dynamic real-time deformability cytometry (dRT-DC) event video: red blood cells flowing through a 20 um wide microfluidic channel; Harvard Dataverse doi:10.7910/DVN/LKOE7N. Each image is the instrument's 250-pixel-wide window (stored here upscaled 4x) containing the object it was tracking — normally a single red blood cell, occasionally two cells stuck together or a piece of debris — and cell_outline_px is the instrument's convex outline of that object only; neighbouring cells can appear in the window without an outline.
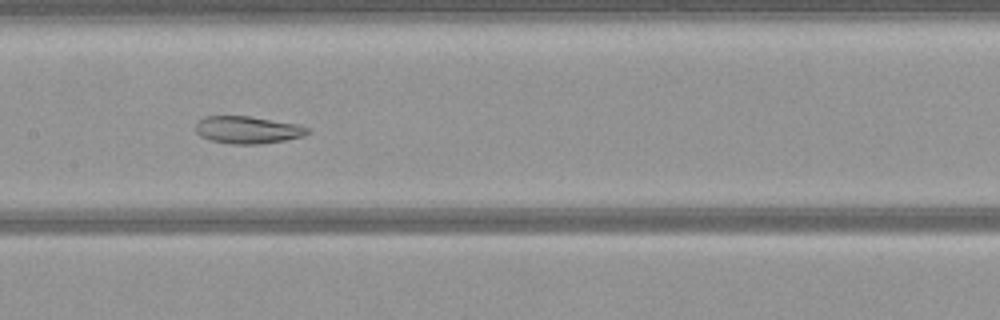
{"species": "common noctule bat (a hibernating species)", "species_latin": "Nyctalus noctula", "temperature_condition": "warm", "stored_images_in_passage": 42, "camera_frame_rate_fps": 3000, "um_per_image_px": 0.085, "animal": {"sex": "female", "body_mass_g": 21.9}, "frame": {"image": 1, "passage_image": 15, "time_ms": 4.667, "image_size_px": [1000, 320], "cell_outline_px": [[312, 132], [304, 136], [284, 140], [260, 144], [232, 144], [208, 140], [200, 136], [196, 132], [196, 124], [204, 116], [248, 116], [300, 124], [312, 128]], "centroid_in_image_um": [21.1, 11.04], "position_along_channel_um": 186.3, "area_um2": 18.09}}
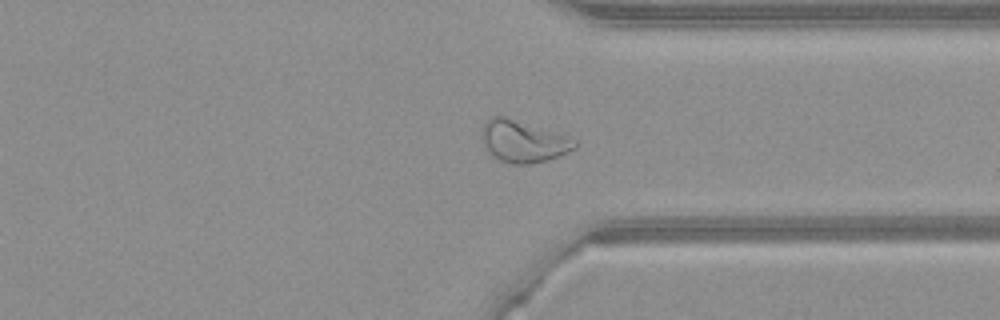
{"frame": {"image": 2, "passage_image": 29, "time_ms": 9.333, "image_size_px": [1000, 320], "cell_outline_px": [[580, 144], [576, 148], [560, 156], [548, 160], [532, 164], [512, 164], [500, 160], [484, 148], [480, 136], [484, 120], [492, 116], [504, 116], [576, 140]], "centroid_in_image_um": [44.43, 12.03], "position_along_channel_um": 367.0, "area_um2": 22.6}}
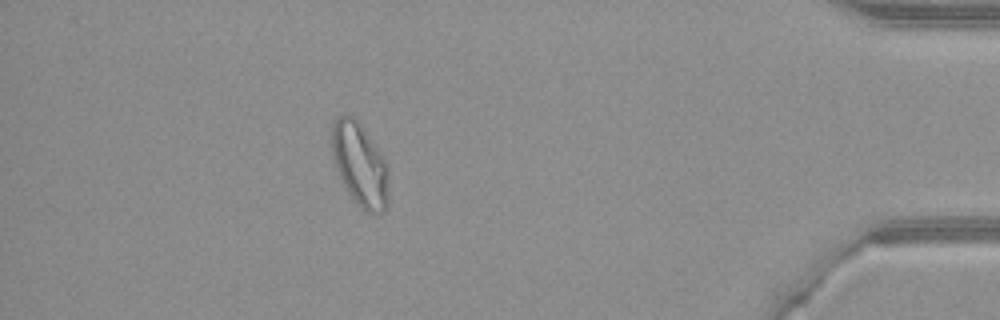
{"frame": {"image": 3, "passage_image": 36, "time_ms": 11.667, "image_size_px": [1000, 320], "cell_outline_px": [[388, 204], [384, 212], [368, 212], [348, 192], [336, 168], [332, 156], [332, 124], [336, 116], [344, 112], [352, 116], [364, 128], [384, 160], [388, 168]], "centroid_in_image_um": [30.58, 13.93], "position_along_channel_um": 404.6, "area_um2": 27.22}}